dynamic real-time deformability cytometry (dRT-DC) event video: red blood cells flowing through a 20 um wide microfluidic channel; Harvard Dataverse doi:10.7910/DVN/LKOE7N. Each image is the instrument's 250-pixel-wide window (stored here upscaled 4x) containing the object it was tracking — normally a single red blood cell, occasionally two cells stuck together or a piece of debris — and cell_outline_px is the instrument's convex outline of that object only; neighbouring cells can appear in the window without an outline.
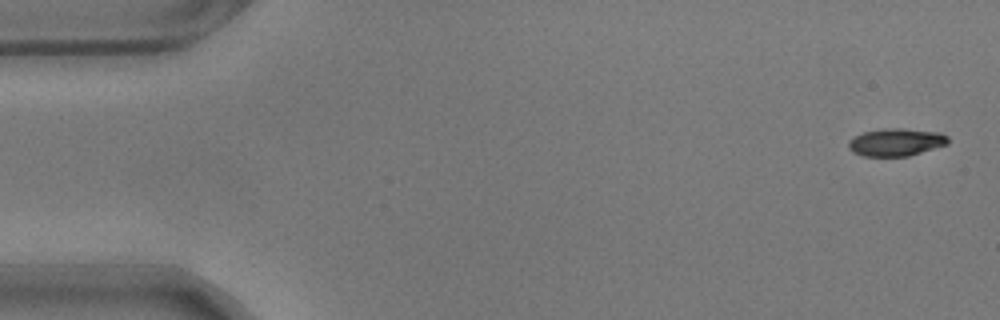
{"species": "common noctule bat (a hibernating species)", "species_latin": "Nyctalus noctula", "temperature_condition": "warm", "stored_images_in_passage": 57, "camera_frame_rate_fps": 3000, "um_per_image_px": 0.085, "animal": {"sex": "male", "body_mass_g": 17.9}, "frame": {"image": 1, "passage_image": 1, "time_ms": 0.0, "image_size_px": [1000, 320], "cell_outline_px": [[948, 144], [908, 156], [864, 156], [852, 152], [848, 148], [848, 140], [864, 132], [884, 128], [904, 128], [940, 132], [948, 136]], "centroid_in_image_um": [76.16, 12.08], "position_along_channel_um": 8.8, "area_um2": 16.07}}
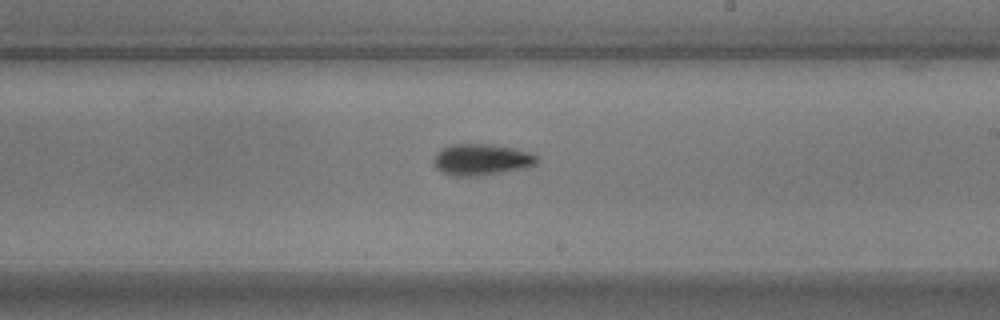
{"frame": {"image": 2, "passage_image": 32, "time_ms": 10.333, "image_size_px": [1000, 320], "cell_outline_px": [[540, 160], [536, 164], [520, 168], [476, 176], [452, 176], [440, 172], [432, 164], [432, 156], [436, 152], [452, 144], [488, 144], [516, 148], [528, 152], [536, 156]], "centroid_in_image_um": [40.84, 13.56], "position_along_channel_um": 248.2, "area_um2": 18.84}}
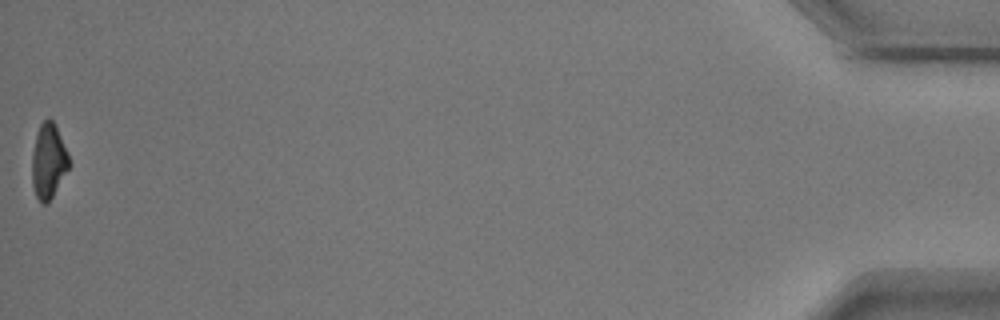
{"frame": {"image": 3, "passage_image": 56, "time_ms": 18.333, "image_size_px": [1000, 320], "cell_outline_px": [[72, 164], [48, 204], [40, 204], [36, 196], [32, 184], [32, 152], [36, 132], [40, 124], [48, 116], [52, 120], [68, 152]], "centroid_in_image_um": [4.13, 13.72], "position_along_channel_um": 431.1, "area_um2": 16.53}, "authors_computed_cell_mechanics": {"area_um2": 17.5134, "velocity_mm_per_s": 3.5379, "shape_relaxation_time_tau1_ms": 3.6949, "shape_relaxation_time_tau2_ms": 5.4172, "deformation_change_tau1": 0.1522, "deformation_change_tau2": 0.1164}}